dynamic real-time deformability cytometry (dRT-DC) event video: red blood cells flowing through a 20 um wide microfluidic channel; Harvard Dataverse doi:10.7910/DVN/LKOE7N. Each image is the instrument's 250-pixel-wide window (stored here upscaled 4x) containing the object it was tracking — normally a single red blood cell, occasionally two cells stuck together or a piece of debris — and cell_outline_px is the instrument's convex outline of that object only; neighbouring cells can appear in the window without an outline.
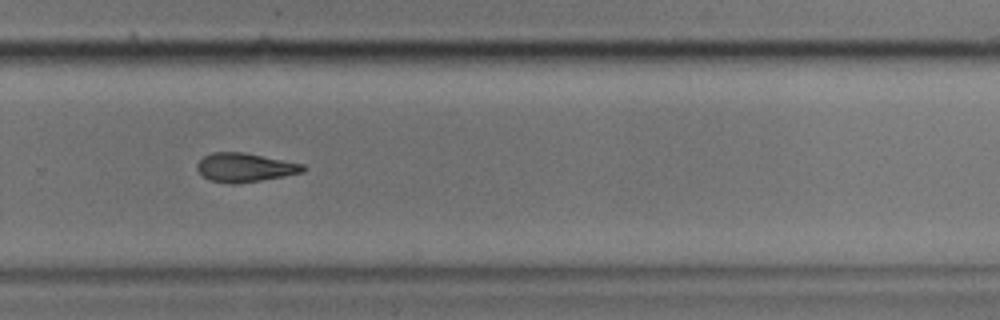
{"species": "common noctule bat (a hibernating species)", "species_latin": "Nyctalus noctula", "temperature_condition": "cold", "stored_images_in_passage": 14, "camera_frame_rate_fps": 3000, "um_per_image_px": 0.085, "animal": {"sex": "male", "body_mass_g": 17.9}, "frame": {"image": 1, "passage_image": 10, "time_ms": 3.0, "image_size_px": [1000, 320], "cell_outline_px": [[308, 168], [304, 172], [284, 176], [236, 184], [228, 184], [208, 180], [196, 168], [196, 164], [204, 156], [212, 152], [244, 152], [304, 164]], "centroid_in_image_um": [20.82, 14.24], "position_along_channel_um": 309.0, "area_um2": 17.92}}